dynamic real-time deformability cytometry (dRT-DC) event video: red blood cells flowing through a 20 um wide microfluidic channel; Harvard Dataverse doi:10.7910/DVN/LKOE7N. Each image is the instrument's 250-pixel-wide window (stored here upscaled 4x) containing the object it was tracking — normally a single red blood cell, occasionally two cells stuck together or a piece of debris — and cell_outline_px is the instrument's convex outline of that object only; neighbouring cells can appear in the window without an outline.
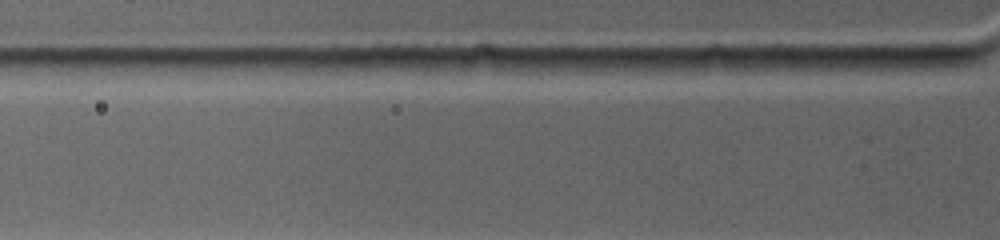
{"species": "common noctule bat (a hibernating species)", "species_latin": "Nyctalus noctula", "temperature_condition": "warm", "stored_images_in_passage": 2, "camera_frame_rate_fps": 4500, "um_per_image_px": 0.085, "animal": {"sex": "female", "body_mass_g": 19.0, "forearm_length_mm": 53.3}, "frame": {"image": 1, "passage_image": 2, "time_ms": 0.667, "image_size_px": [1000, 240], "cell_outline_px": [[736, 68], [704, 72], [656, 76], [636, 76], [600, 72], [576, 68], [572, 64], [580, 60], [712, 56], [720, 56]], "centroid_in_image_um": [55.74, 5.58], "position_along_channel_um": 70.1, "area_um2": 16.82}}